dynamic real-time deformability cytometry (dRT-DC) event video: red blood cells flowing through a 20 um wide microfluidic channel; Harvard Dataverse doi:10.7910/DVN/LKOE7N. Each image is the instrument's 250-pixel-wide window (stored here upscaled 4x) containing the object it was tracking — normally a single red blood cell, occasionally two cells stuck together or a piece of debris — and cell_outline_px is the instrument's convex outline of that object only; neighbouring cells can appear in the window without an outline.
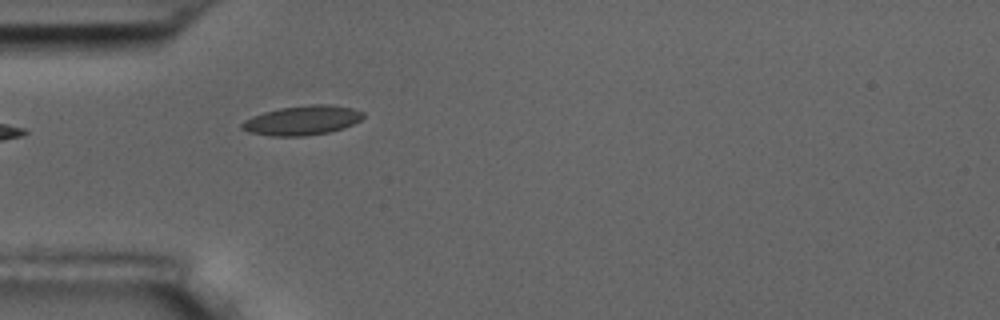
{"species": "common noctule bat (a hibernating species)", "species_latin": "Nyctalus noctula", "temperature_condition": "room temperature", "stored_images_in_passage": 1, "camera_frame_rate_fps": 3000, "um_per_image_px": 0.085, "animal": {"sex": "male", "body_mass_g": 17.5, "forearm_length_mm": 52.3}, "frame": {"image": 1, "passage_image": 1, "time_ms": 0.0, "image_size_px": [1000, 320], "cell_outline_px": [[364, 116], [360, 120], [344, 128], [328, 132], [304, 136], [272, 136], [248, 132], [240, 128], [240, 124], [244, 120], [252, 116], [264, 112], [280, 108], [312, 104], [332, 104], [352, 108], [364, 112]], "centroid_in_image_um": [25.68, 10.23], "position_along_channel_um": 59.3, "area_um2": 20.87}}